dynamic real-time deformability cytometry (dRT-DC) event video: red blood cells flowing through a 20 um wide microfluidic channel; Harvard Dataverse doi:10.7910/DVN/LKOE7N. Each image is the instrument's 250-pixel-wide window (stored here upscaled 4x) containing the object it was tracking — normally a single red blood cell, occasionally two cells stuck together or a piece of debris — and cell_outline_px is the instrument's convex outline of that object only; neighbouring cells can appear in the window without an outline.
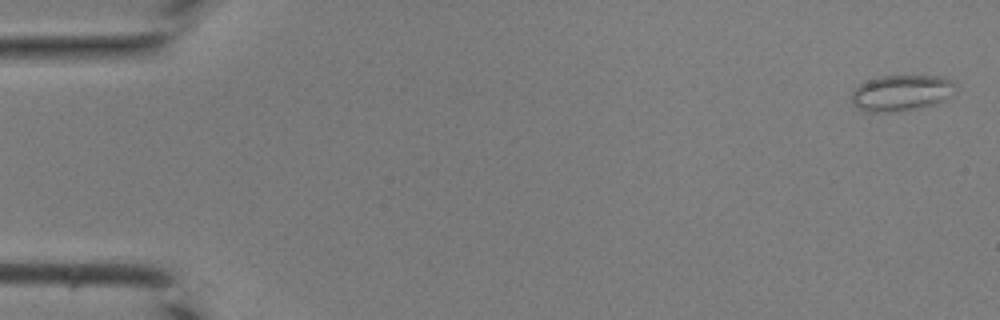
{"species": "common noctule bat (a hibernating species)", "species_latin": "Nyctalus noctula", "temperature_condition": "room temperature", "stored_images_in_passage": 42, "camera_frame_rate_fps": 3000, "um_per_image_px": 0.085, "animal": {"sex": "male", "body_mass_g": 19.0, "forearm_length_mm": 50.8}, "frame": {"image": 1, "passage_image": 1, "time_ms": 0.0, "image_size_px": [1000, 320], "cell_outline_px": [[956, 96], [936, 104], [920, 108], [884, 112], [868, 112], [852, 104], [852, 92], [860, 84], [868, 80], [884, 76], [944, 76], [956, 80]], "centroid_in_image_um": [76.74, 7.89], "position_along_channel_um": 8.3, "area_um2": 22.2}}
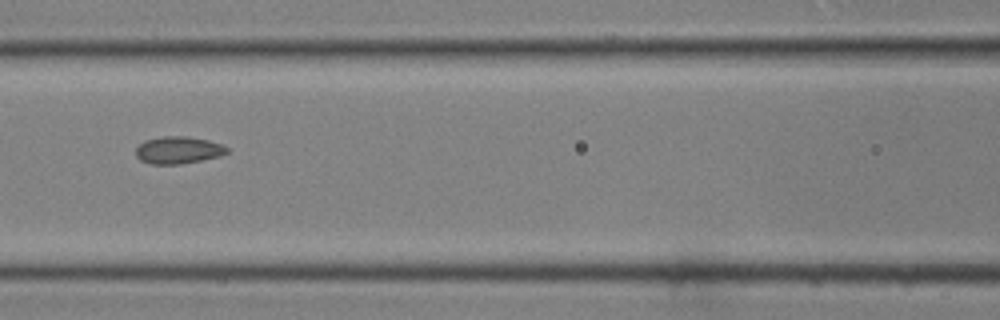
{"frame": {"image": 2, "passage_image": 19, "time_ms": 6.0, "image_size_px": [1000, 320], "cell_outline_px": [[228, 152], [220, 156], [180, 164], [148, 164], [140, 160], [136, 156], [136, 148], [144, 140], [164, 136], [188, 136], [208, 140], [224, 144], [228, 148]], "centroid_in_image_um": [15.15, 12.75], "position_along_channel_um": 151.4, "area_um2": 14.57}}
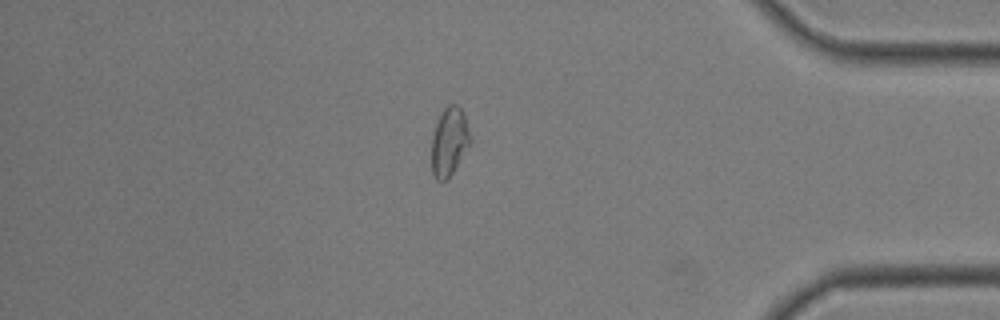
{"frame": {"image": 3, "passage_image": 36, "time_ms": 11.667, "image_size_px": [1000, 320], "cell_outline_px": [[472, 144], [448, 180], [436, 180], [432, 172], [432, 136], [440, 112], [448, 104], [456, 104], [464, 112], [472, 136]], "centroid_in_image_um": [38.23, 12.03], "position_along_channel_um": 397.0, "area_um2": 15.95}}